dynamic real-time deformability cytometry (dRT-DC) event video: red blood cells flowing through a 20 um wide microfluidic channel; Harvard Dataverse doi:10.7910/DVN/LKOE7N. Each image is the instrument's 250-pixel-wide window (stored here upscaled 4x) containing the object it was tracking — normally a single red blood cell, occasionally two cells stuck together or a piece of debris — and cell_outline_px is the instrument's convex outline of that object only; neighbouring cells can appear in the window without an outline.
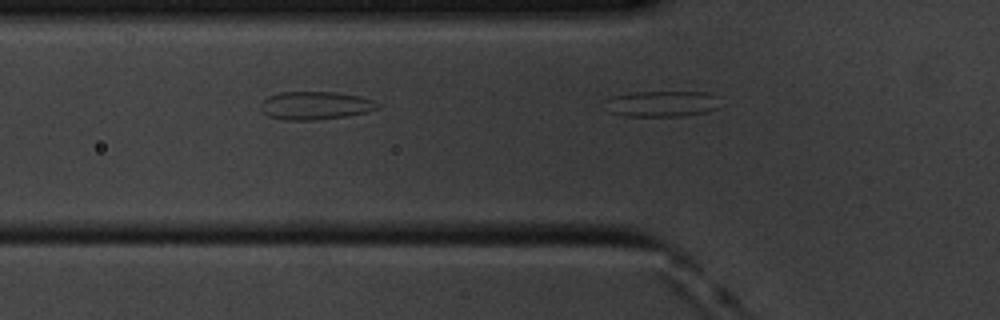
{"species": "common noctule bat (a hibernating species)", "species_latin": "Nyctalus noctula", "temperature_condition": "cold", "stored_images_in_passage": 4, "segment_of_instrument_passage": [2, 2], "camera_frame_rate_fps": 3000, "um_per_image_px": 0.085, "animal": {"sex": "male", "body_mass_g": 20.1, "forearm_length_mm": 53.5}, "frame": {"image": 1, "passage_image": 4, "time_ms": 1.0, "image_size_px": [1000, 320], "cell_outline_px": [[720, 108], [704, 112], [680, 116], [624, 116], [612, 112], [608, 100], [616, 96], [636, 92], [708, 92]], "centroid_in_image_um": [56.3, 8.83], "position_along_channel_um": 69.5, "area_um2": 16.59}}